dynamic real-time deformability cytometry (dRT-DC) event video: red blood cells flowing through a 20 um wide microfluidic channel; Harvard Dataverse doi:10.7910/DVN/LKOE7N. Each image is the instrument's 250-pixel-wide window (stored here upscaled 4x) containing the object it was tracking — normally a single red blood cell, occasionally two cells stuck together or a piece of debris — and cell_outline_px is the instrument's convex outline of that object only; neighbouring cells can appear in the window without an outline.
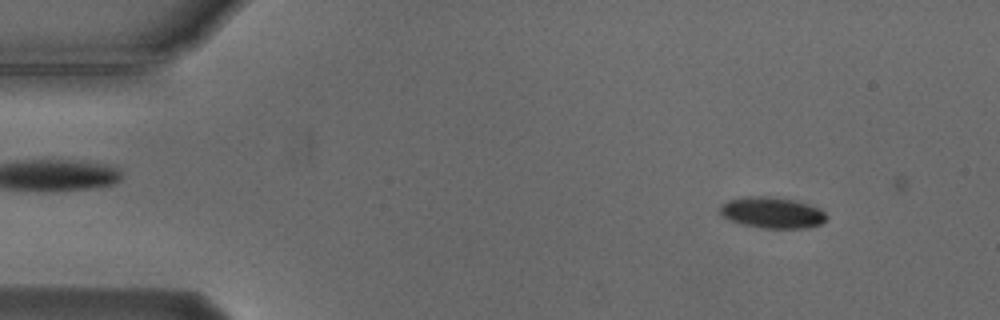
{"species": "Egyptian fruit bat (a non-hibernating species)", "species_latin": "Rousettus aegyptiacus", "temperature_condition": "cold", "stored_images_in_passage": 16, "camera_frame_rate_fps": 3000, "um_per_image_px": 0.085, "animal": {"sex": "male"}, "frame": {"image": 1, "passage_image": 2, "time_ms": 0.333, "image_size_px": [1000, 320], "cell_outline_px": [[828, 216], [820, 224], [804, 228], [764, 228], [740, 224], [728, 220], [720, 212], [720, 204], [728, 200], [748, 196], [772, 196], [796, 200], [820, 208]], "centroid_in_image_um": [65.61, 18.06], "position_along_channel_um": 19.4, "area_um2": 19.42}}
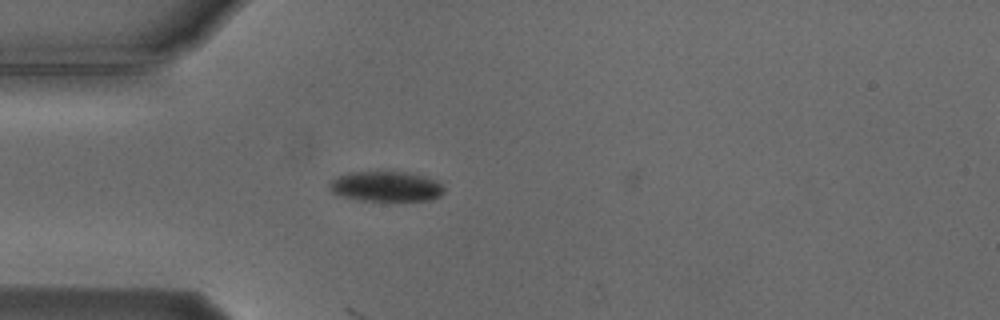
{"frame": {"image": 2, "passage_image": 11, "time_ms": 3.333, "image_size_px": [1000, 320], "cell_outline_px": [[444, 192], [440, 196], [432, 200], [356, 200], [332, 192], [328, 188], [328, 184], [336, 176], [348, 172], [404, 172], [428, 176], [436, 180], [444, 188]], "centroid_in_image_um": [32.81, 15.84], "position_along_channel_um": 52.2, "area_um2": 20.17}}
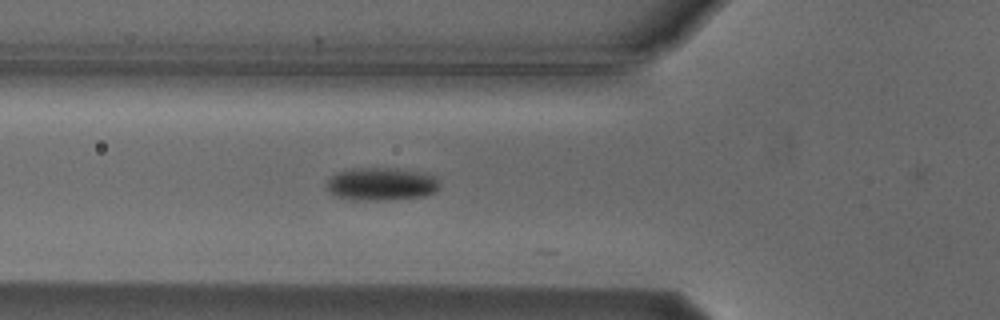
{"frame": {"image": 3, "passage_image": 15, "time_ms": 4.667, "image_size_px": [1000, 320], "cell_outline_px": [[440, 188], [436, 192], [424, 196], [384, 200], [352, 200], [336, 196], [328, 192], [328, 180], [332, 176], [340, 172], [352, 168], [396, 168], [424, 172], [436, 176], [440, 184]], "centroid_in_image_um": [32.47, 15.64], "position_along_channel_um": 93.3, "area_um2": 21.85}}